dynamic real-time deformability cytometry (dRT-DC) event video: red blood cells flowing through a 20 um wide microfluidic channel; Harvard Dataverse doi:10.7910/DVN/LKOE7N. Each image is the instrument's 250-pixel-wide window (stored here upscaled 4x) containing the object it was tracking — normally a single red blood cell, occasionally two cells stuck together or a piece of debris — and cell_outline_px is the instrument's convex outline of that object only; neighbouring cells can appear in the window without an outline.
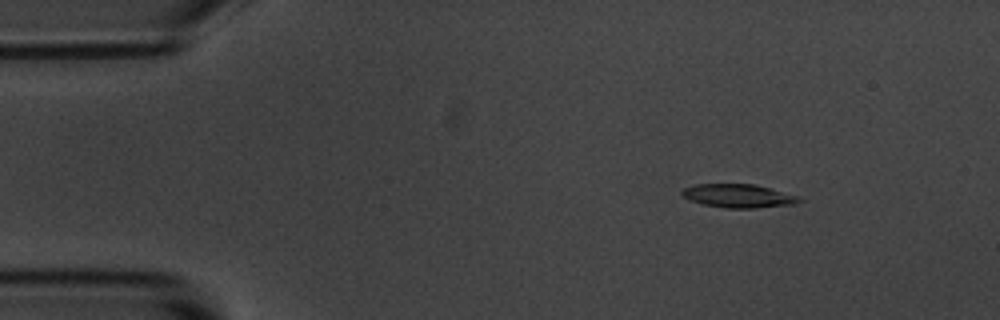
{"species": "common noctule bat (a hibernating species)", "species_latin": "Nyctalus noctula", "temperature_condition": "room temperature", "stored_images_in_passage": 8, "camera_frame_rate_fps": 3000, "um_per_image_px": 0.085, "animal": {"sex": "male", "body_mass_g": 20.1, "forearm_length_mm": 53.5}, "frame": {"image": 1, "passage_image": 2, "time_ms": 2.0, "image_size_px": [1000, 320], "cell_outline_px": [[804, 200], [796, 204], [756, 208], [724, 208], [704, 204], [688, 200], [680, 192], [684, 188], [696, 184], [756, 184], [800, 196]], "centroid_in_image_um": [62.81, 16.65], "position_along_channel_um": 22.2, "area_um2": 16.24}}
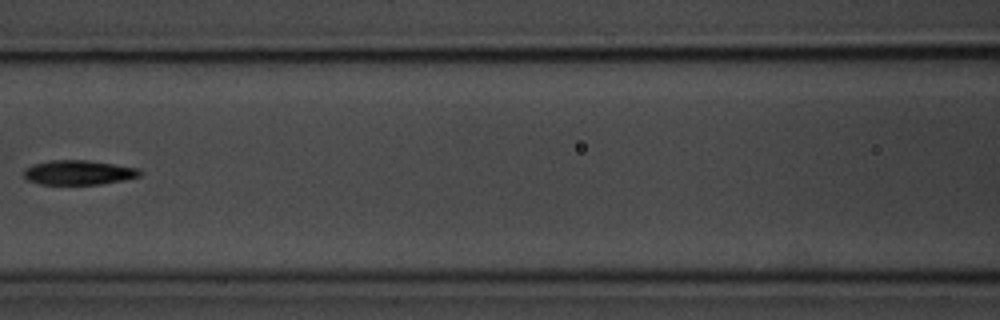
{"frame": {"image": 2, "passage_image": 7, "time_ms": 7.667, "image_size_px": [1000, 320], "cell_outline_px": [[144, 172], [140, 176], [124, 180], [100, 184], [40, 184], [28, 180], [24, 176], [24, 168], [32, 164], [52, 160], [88, 160], [140, 168]], "centroid_in_image_um": [6.71, 14.66], "position_along_channel_um": 159.9, "area_um2": 16.7}}
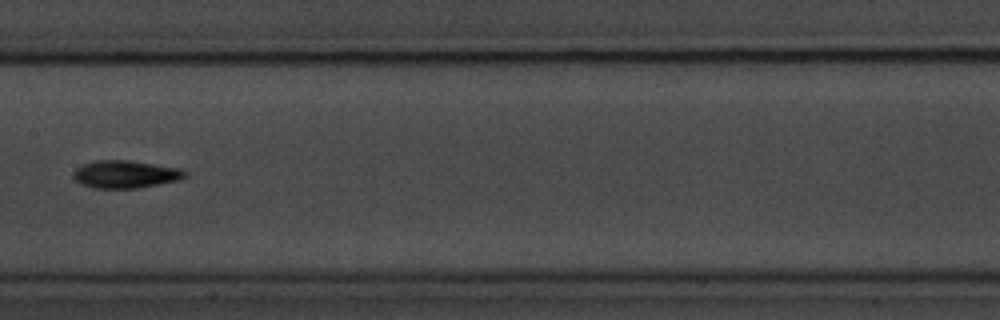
{"frame": {"image": 3, "passage_image": 8, "time_ms": 8.667, "image_size_px": [1000, 320], "cell_outline_px": [[188, 176], [180, 180], [136, 188], [92, 188], [80, 184], [72, 176], [72, 172], [76, 168], [84, 164], [96, 160], [128, 160], [180, 168], [188, 172]], "centroid_in_image_um": [10.66, 14.81], "position_along_channel_um": 196.7, "area_um2": 18.09}}